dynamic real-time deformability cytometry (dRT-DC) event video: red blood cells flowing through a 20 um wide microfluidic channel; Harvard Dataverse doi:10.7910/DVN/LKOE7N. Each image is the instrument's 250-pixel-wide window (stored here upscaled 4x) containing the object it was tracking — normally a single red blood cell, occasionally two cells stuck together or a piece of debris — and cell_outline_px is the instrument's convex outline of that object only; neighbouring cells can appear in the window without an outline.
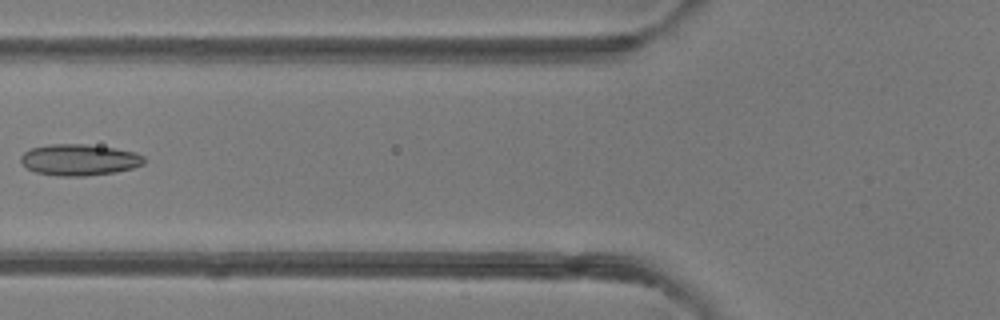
{"species": "common noctule bat (a hibernating species)", "species_latin": "Nyctalus noctula", "temperature_condition": "room temperature", "stored_images_in_passage": 5, "camera_frame_rate_fps": 3000, "um_per_image_px": 0.085, "animal": {"sex": "female"}, "frame": {"image": 1, "passage_image": 5, "time_ms": 4.667, "image_size_px": [1000, 320], "cell_outline_px": [[144, 164], [132, 168], [116, 172], [84, 176], [56, 176], [36, 172], [28, 168], [20, 160], [20, 156], [24, 152], [32, 148], [48, 144], [88, 144], [136, 152], [144, 156]], "centroid_in_image_um": [6.74, 13.58], "position_along_channel_um": 119.1, "area_um2": 22.48}}